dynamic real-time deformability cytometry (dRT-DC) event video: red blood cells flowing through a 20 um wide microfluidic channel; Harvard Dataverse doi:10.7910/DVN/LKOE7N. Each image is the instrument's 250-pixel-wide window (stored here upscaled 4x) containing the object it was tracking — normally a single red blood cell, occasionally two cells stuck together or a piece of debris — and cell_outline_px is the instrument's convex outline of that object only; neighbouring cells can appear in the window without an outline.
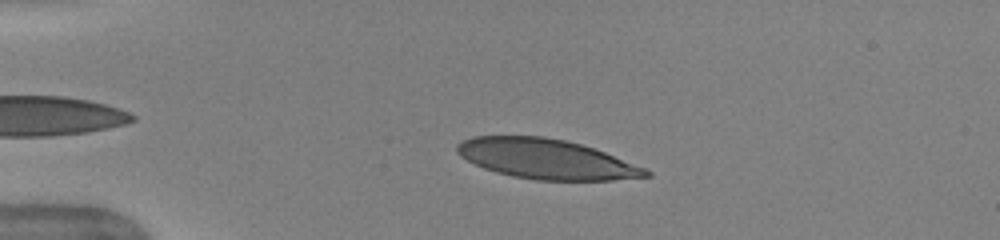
{"species": "human", "species_latin": "Homo sapiens", "temperature_condition": "warm", "stored_images_in_passage": 43, "camera_frame_rate_fps": 3000, "um_per_image_px": 0.085, "donor": {"sex": "female"}, "frame": {"image": 1, "passage_image": 10, "time_ms": 3.0, "image_size_px": [1000, 240], "cell_outline_px": [[652, 176], [612, 180], [536, 180], [512, 176], [496, 172], [484, 168], [460, 156], [456, 152], [456, 144], [472, 136], [544, 136], [564, 140], [580, 144], [604, 152], [644, 168], [652, 172]], "centroid_in_image_um": [46.4, 13.52], "position_along_channel_um": 38.6, "area_um2": 43.52}}
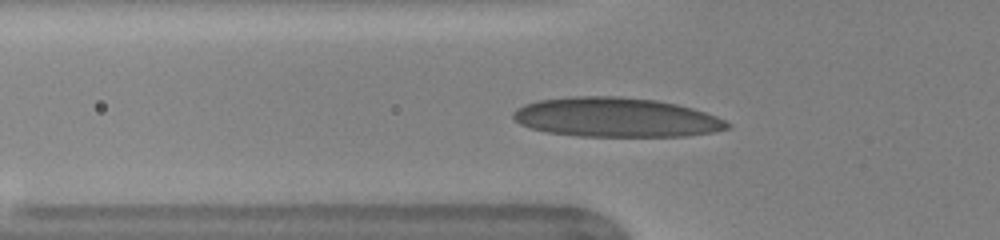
{"frame": {"image": 2, "passage_image": 16, "time_ms": 5.0, "image_size_px": [1000, 240], "cell_outline_px": [[732, 124], [728, 128], [712, 132], [688, 136], [580, 136], [548, 132], [532, 128], [520, 124], [512, 116], [512, 112], [516, 108], [524, 104], [540, 100], [568, 96], [620, 96], [656, 100], [676, 104], [692, 108], [716, 116]], "centroid_in_image_um": [52.35, 9.97], "position_along_channel_um": 73.5, "area_um2": 49.13}}
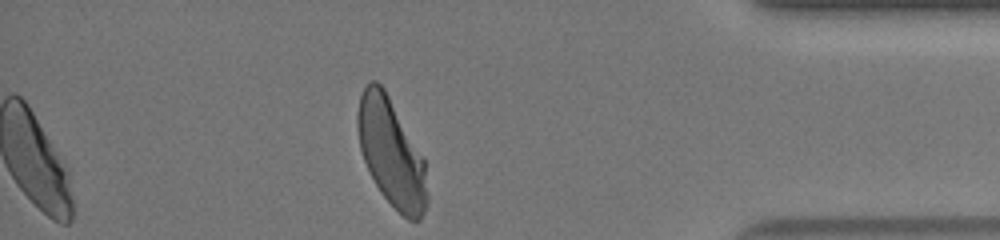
{"frame": {"image": 3, "passage_image": 43, "time_ms": 14.0, "image_size_px": [1000, 240], "cell_outline_px": [[428, 200], [424, 212], [420, 220], [408, 220], [380, 192], [364, 160], [360, 148], [356, 128], [356, 116], [360, 96], [364, 88], [372, 80], [376, 80], [384, 88], [424, 160], [428, 196]], "centroid_in_image_um": [33.24, 12.98], "position_along_channel_um": 402.0, "area_um2": 43.0}, "authors_computed_cell_mechanics": {"area_um2": 44.9684, "velocity_mm_per_s": 3.9664, "shape_relaxation_time_tau1_ms": 3.9599, "shape_relaxation_time_tau2_ms": null, "deformation_change_tau1": 0.1707, "deformation_change_tau2": null}}